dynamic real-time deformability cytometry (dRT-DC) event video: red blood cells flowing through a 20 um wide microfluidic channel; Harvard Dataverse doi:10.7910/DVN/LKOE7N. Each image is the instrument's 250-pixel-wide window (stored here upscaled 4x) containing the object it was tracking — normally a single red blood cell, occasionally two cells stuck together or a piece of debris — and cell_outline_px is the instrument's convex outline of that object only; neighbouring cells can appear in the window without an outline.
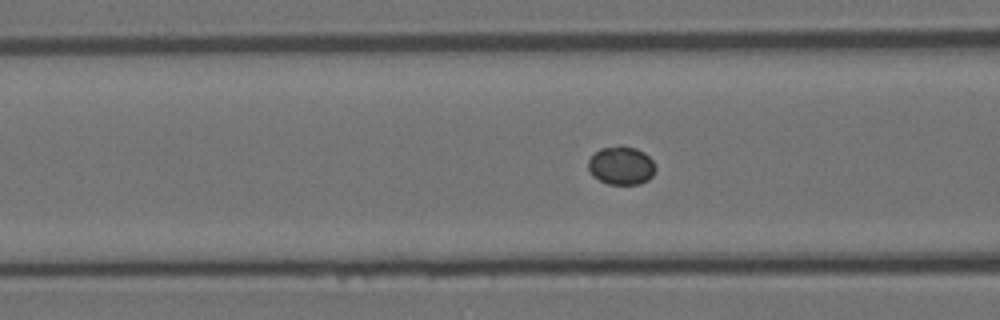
{"species": "Egyptian fruit bat (a non-hibernating species)", "species_latin": "Rousettus aegyptiacus", "temperature_condition": "room temperature", "stored_images_in_passage": 49, "camera_frame_rate_fps": 3000, "um_per_image_px": 0.085, "animal": {"sex": "female"}, "frame": {"image": 1, "passage_image": 19, "time_ms": 6.0, "image_size_px": [1000, 320], "cell_outline_px": [[656, 168], [652, 176], [648, 180], [640, 184], [608, 184], [592, 176], [588, 168], [588, 160], [600, 148], [636, 148], [644, 152], [652, 160]], "centroid_in_image_um": [52.81, 14.11], "position_along_channel_um": 113.8, "area_um2": 14.68}}
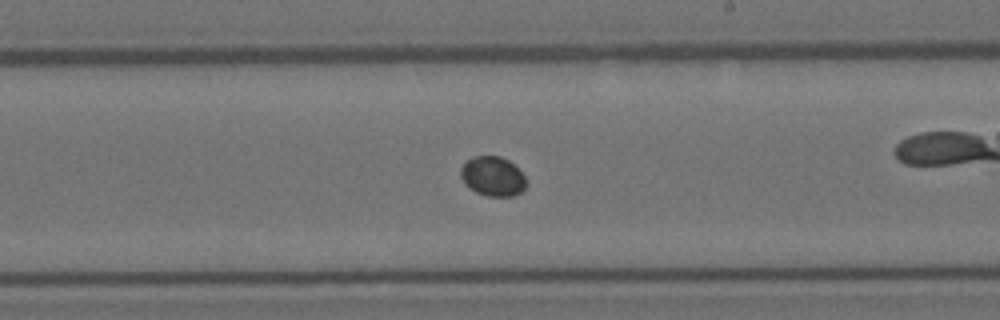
{"frame": {"image": 2, "passage_image": 30, "time_ms": 9.667, "image_size_px": [1000, 320], "cell_outline_px": [[528, 184], [520, 192], [512, 196], [488, 196], [476, 192], [464, 184], [460, 176], [460, 168], [468, 160], [476, 156], [500, 156], [508, 160], [524, 176]], "centroid_in_image_um": [41.87, 15.0], "position_along_channel_um": 247.1, "area_um2": 14.97}}
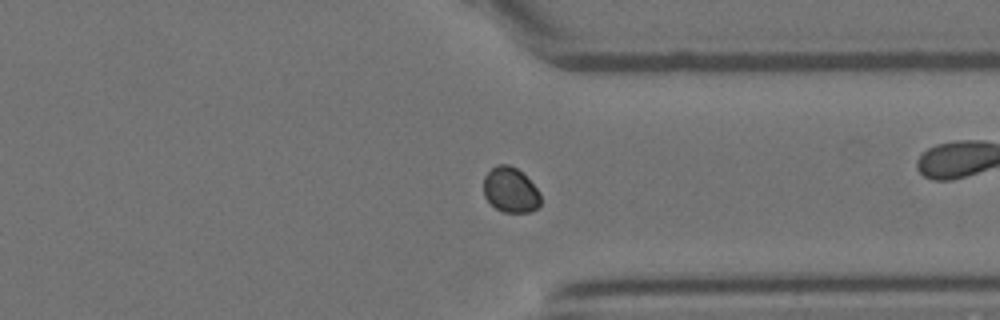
{"frame": {"image": 3, "passage_image": 40, "time_ms": 13.0, "image_size_px": [1000, 320], "cell_outline_px": [[540, 204], [536, 208], [528, 212], [504, 212], [496, 208], [484, 196], [484, 176], [496, 164], [508, 164], [516, 168], [540, 192]], "centroid_in_image_um": [43.37, 16.14], "position_along_channel_um": 368.0, "area_um2": 14.74}}